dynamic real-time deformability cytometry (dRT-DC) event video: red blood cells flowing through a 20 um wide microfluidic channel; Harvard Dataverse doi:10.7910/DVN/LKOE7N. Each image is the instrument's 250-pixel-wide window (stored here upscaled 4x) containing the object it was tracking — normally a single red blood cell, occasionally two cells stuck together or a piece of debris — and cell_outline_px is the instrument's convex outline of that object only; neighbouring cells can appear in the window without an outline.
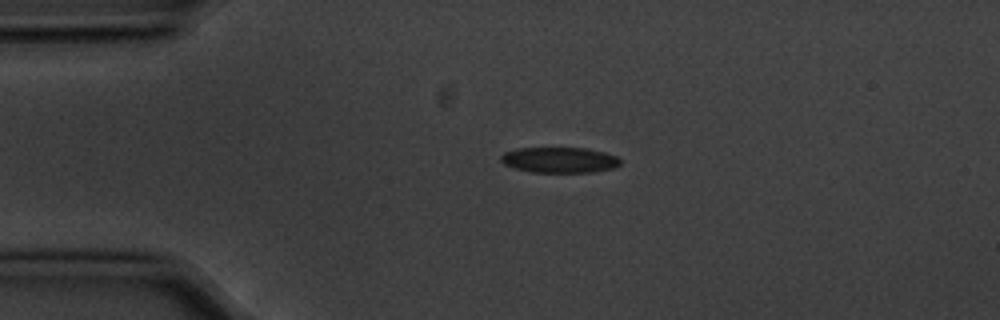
{"species": "common noctule bat (a hibernating species)", "species_latin": "Nyctalus noctula", "temperature_condition": "cold", "stored_images_in_passage": 1, "camera_frame_rate_fps": 3000, "um_per_image_px": 0.085, "animal": {"sex": "male", "body_mass_g": 20.1, "forearm_length_mm": 53.5}, "frame": {"image": 1, "passage_image": 1, "time_ms": 0.0, "image_size_px": [1000, 320], "cell_outline_px": [[620, 164], [612, 168], [592, 172], [532, 172], [516, 168], [504, 164], [500, 160], [500, 156], [504, 152], [516, 148], [584, 148], [604, 152], [616, 156], [620, 160]], "centroid_in_image_um": [47.53, 13.59], "position_along_channel_um": 37.5, "area_um2": 17.69}}